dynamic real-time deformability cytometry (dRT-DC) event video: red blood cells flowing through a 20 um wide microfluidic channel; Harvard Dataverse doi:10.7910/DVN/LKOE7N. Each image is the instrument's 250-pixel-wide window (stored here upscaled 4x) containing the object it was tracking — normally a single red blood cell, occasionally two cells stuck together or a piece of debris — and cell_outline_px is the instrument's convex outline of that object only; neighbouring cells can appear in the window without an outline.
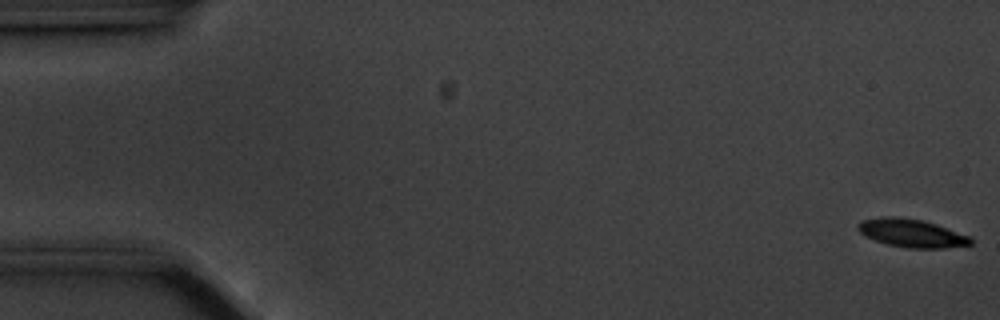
{"species": "common noctule bat (a hibernating species)", "species_latin": "Nyctalus noctula", "temperature_condition": "cold", "stored_images_in_passage": 52, "camera_frame_rate_fps": 3000, "um_per_image_px": 0.085, "animal": {"sex": "male", "body_mass_g": 20.1, "forearm_length_mm": 53.5}, "frame": {"image": 1, "passage_image": 1, "time_ms": 0.0, "image_size_px": [1000, 320], "cell_outline_px": [[972, 244], [944, 248], [908, 248], [888, 244], [864, 236], [856, 228], [856, 224], [864, 220], [884, 216], [892, 216], [920, 220], [936, 224], [972, 236]], "centroid_in_image_um": [77.5, 19.82], "position_along_channel_um": 7.5, "area_um2": 18.44}}
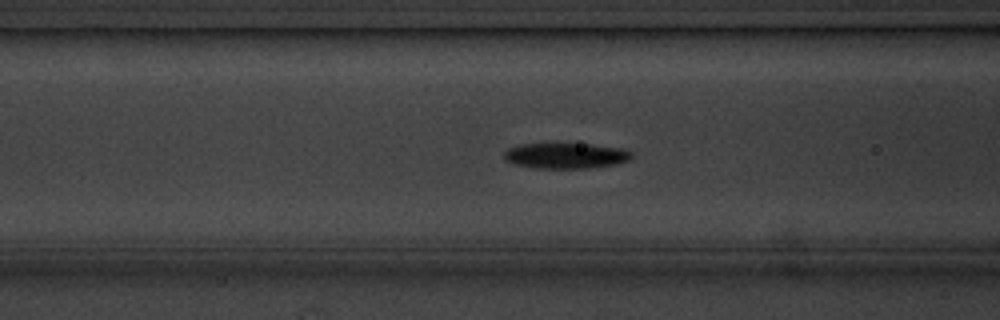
{"frame": {"image": 2, "passage_image": 22, "time_ms": 7.0, "image_size_px": [1000, 320], "cell_outline_px": [[632, 156], [628, 160], [616, 164], [592, 168], [536, 168], [512, 164], [504, 156], [504, 152], [508, 148], [520, 144], [588, 144], [624, 148], [632, 152]], "centroid_in_image_um": [48.11, 13.24], "position_along_channel_um": 118.5, "area_um2": 19.02}}
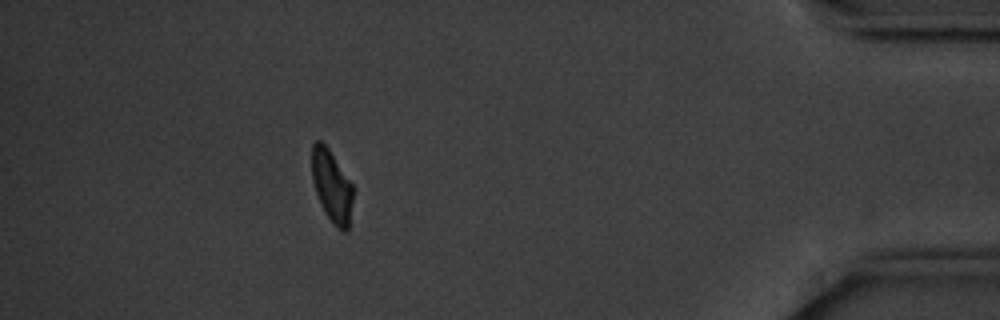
{"frame": {"image": 3, "passage_image": 51, "time_ms": 16.667, "image_size_px": [1000, 320], "cell_outline_px": [[352, 200], [348, 228], [344, 232], [336, 228], [332, 224], [324, 212], [320, 204], [312, 180], [312, 144], [316, 140], [320, 140], [328, 148], [352, 184]], "centroid_in_image_um": [28.18, 15.84], "position_along_channel_um": 407.0, "area_um2": 17.11}, "authors_computed_cell_mechanics": {"area_um2": 19.074, "velocity_mm_per_s": 3.5203, "shape_relaxation_time_tau1_ms": 1.9016, "shape_relaxation_time_tau2_ms": null, "deformation_change_tau1": 0.1153, "deformation_change_tau2": null}}